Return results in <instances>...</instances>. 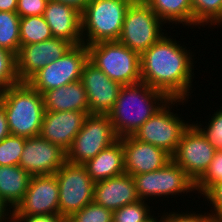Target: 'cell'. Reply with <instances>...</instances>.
<instances>
[{"label": "cell", "mask_w": 222, "mask_h": 222, "mask_svg": "<svg viewBox=\"0 0 222 222\" xmlns=\"http://www.w3.org/2000/svg\"><path fill=\"white\" fill-rule=\"evenodd\" d=\"M178 43L176 38L166 34L140 55L141 82L161 91L169 99L188 100L193 93L190 90L195 59L190 49Z\"/></svg>", "instance_id": "cell-1"}, {"label": "cell", "mask_w": 222, "mask_h": 222, "mask_svg": "<svg viewBox=\"0 0 222 222\" xmlns=\"http://www.w3.org/2000/svg\"><path fill=\"white\" fill-rule=\"evenodd\" d=\"M168 100L164 93L144 82L122 85L107 115L119 138L134 135Z\"/></svg>", "instance_id": "cell-2"}, {"label": "cell", "mask_w": 222, "mask_h": 222, "mask_svg": "<svg viewBox=\"0 0 222 222\" xmlns=\"http://www.w3.org/2000/svg\"><path fill=\"white\" fill-rule=\"evenodd\" d=\"M11 135L25 138L39 136L45 112L43 95L27 82L0 90Z\"/></svg>", "instance_id": "cell-3"}, {"label": "cell", "mask_w": 222, "mask_h": 222, "mask_svg": "<svg viewBox=\"0 0 222 222\" xmlns=\"http://www.w3.org/2000/svg\"><path fill=\"white\" fill-rule=\"evenodd\" d=\"M134 0H90L81 12L83 44L118 41L127 8Z\"/></svg>", "instance_id": "cell-4"}, {"label": "cell", "mask_w": 222, "mask_h": 222, "mask_svg": "<svg viewBox=\"0 0 222 222\" xmlns=\"http://www.w3.org/2000/svg\"><path fill=\"white\" fill-rule=\"evenodd\" d=\"M89 61L111 80L121 85L141 82L140 54L119 41H102L87 45Z\"/></svg>", "instance_id": "cell-5"}, {"label": "cell", "mask_w": 222, "mask_h": 222, "mask_svg": "<svg viewBox=\"0 0 222 222\" xmlns=\"http://www.w3.org/2000/svg\"><path fill=\"white\" fill-rule=\"evenodd\" d=\"M165 24L143 1L134 0L125 13L118 41L140 55L166 35Z\"/></svg>", "instance_id": "cell-6"}, {"label": "cell", "mask_w": 222, "mask_h": 222, "mask_svg": "<svg viewBox=\"0 0 222 222\" xmlns=\"http://www.w3.org/2000/svg\"><path fill=\"white\" fill-rule=\"evenodd\" d=\"M185 101L187 100L169 99L158 112L141 125L133 136L141 142L164 149L172 156L190 122L185 123L177 113L171 112V109L175 103V105H178L177 103L182 105Z\"/></svg>", "instance_id": "cell-7"}, {"label": "cell", "mask_w": 222, "mask_h": 222, "mask_svg": "<svg viewBox=\"0 0 222 222\" xmlns=\"http://www.w3.org/2000/svg\"><path fill=\"white\" fill-rule=\"evenodd\" d=\"M119 140L108 115L89 114L66 152L70 164L83 165Z\"/></svg>", "instance_id": "cell-8"}, {"label": "cell", "mask_w": 222, "mask_h": 222, "mask_svg": "<svg viewBox=\"0 0 222 222\" xmlns=\"http://www.w3.org/2000/svg\"><path fill=\"white\" fill-rule=\"evenodd\" d=\"M89 60L85 44L72 46L67 53L35 73L27 83L39 93L80 81L83 67Z\"/></svg>", "instance_id": "cell-9"}, {"label": "cell", "mask_w": 222, "mask_h": 222, "mask_svg": "<svg viewBox=\"0 0 222 222\" xmlns=\"http://www.w3.org/2000/svg\"><path fill=\"white\" fill-rule=\"evenodd\" d=\"M55 176L59 186V215L67 219L93 202L95 182L83 165L66 161Z\"/></svg>", "instance_id": "cell-10"}, {"label": "cell", "mask_w": 222, "mask_h": 222, "mask_svg": "<svg viewBox=\"0 0 222 222\" xmlns=\"http://www.w3.org/2000/svg\"><path fill=\"white\" fill-rule=\"evenodd\" d=\"M133 179L137 195L144 201H147L148 197L168 198L169 195L175 197L177 194L196 192L195 182L173 160L159 170L134 175Z\"/></svg>", "instance_id": "cell-11"}, {"label": "cell", "mask_w": 222, "mask_h": 222, "mask_svg": "<svg viewBox=\"0 0 222 222\" xmlns=\"http://www.w3.org/2000/svg\"><path fill=\"white\" fill-rule=\"evenodd\" d=\"M216 149L191 123L184 131L172 160L196 183L208 169Z\"/></svg>", "instance_id": "cell-12"}, {"label": "cell", "mask_w": 222, "mask_h": 222, "mask_svg": "<svg viewBox=\"0 0 222 222\" xmlns=\"http://www.w3.org/2000/svg\"><path fill=\"white\" fill-rule=\"evenodd\" d=\"M13 216L59 214V186L55 174L31 177L23 200Z\"/></svg>", "instance_id": "cell-13"}, {"label": "cell", "mask_w": 222, "mask_h": 222, "mask_svg": "<svg viewBox=\"0 0 222 222\" xmlns=\"http://www.w3.org/2000/svg\"><path fill=\"white\" fill-rule=\"evenodd\" d=\"M66 151L40 135L25 139L19 166L31 176L55 174L66 162Z\"/></svg>", "instance_id": "cell-14"}, {"label": "cell", "mask_w": 222, "mask_h": 222, "mask_svg": "<svg viewBox=\"0 0 222 222\" xmlns=\"http://www.w3.org/2000/svg\"><path fill=\"white\" fill-rule=\"evenodd\" d=\"M72 46L71 43L59 38L20 45L19 53L16 56L17 75L20 82H27L47 64L64 56Z\"/></svg>", "instance_id": "cell-15"}, {"label": "cell", "mask_w": 222, "mask_h": 222, "mask_svg": "<svg viewBox=\"0 0 222 222\" xmlns=\"http://www.w3.org/2000/svg\"><path fill=\"white\" fill-rule=\"evenodd\" d=\"M89 103V114L107 115L117 100L122 85L111 80L89 60L84 65L81 79Z\"/></svg>", "instance_id": "cell-16"}, {"label": "cell", "mask_w": 222, "mask_h": 222, "mask_svg": "<svg viewBox=\"0 0 222 222\" xmlns=\"http://www.w3.org/2000/svg\"><path fill=\"white\" fill-rule=\"evenodd\" d=\"M119 139L123 145L125 173L131 176L159 170L172 160L164 149L141 142L133 135Z\"/></svg>", "instance_id": "cell-17"}, {"label": "cell", "mask_w": 222, "mask_h": 222, "mask_svg": "<svg viewBox=\"0 0 222 222\" xmlns=\"http://www.w3.org/2000/svg\"><path fill=\"white\" fill-rule=\"evenodd\" d=\"M87 116L86 112L79 111H45L40 136L67 152Z\"/></svg>", "instance_id": "cell-18"}, {"label": "cell", "mask_w": 222, "mask_h": 222, "mask_svg": "<svg viewBox=\"0 0 222 222\" xmlns=\"http://www.w3.org/2000/svg\"><path fill=\"white\" fill-rule=\"evenodd\" d=\"M43 17L50 27L53 38L64 39L73 46L83 44L81 12L76 8L48 0Z\"/></svg>", "instance_id": "cell-19"}, {"label": "cell", "mask_w": 222, "mask_h": 222, "mask_svg": "<svg viewBox=\"0 0 222 222\" xmlns=\"http://www.w3.org/2000/svg\"><path fill=\"white\" fill-rule=\"evenodd\" d=\"M139 200L135 181L130 174L124 173L95 182L93 202L106 209L115 211L124 205L133 204Z\"/></svg>", "instance_id": "cell-20"}, {"label": "cell", "mask_w": 222, "mask_h": 222, "mask_svg": "<svg viewBox=\"0 0 222 222\" xmlns=\"http://www.w3.org/2000/svg\"><path fill=\"white\" fill-rule=\"evenodd\" d=\"M45 111H79L89 115V103L81 81L50 89L43 94Z\"/></svg>", "instance_id": "cell-21"}, {"label": "cell", "mask_w": 222, "mask_h": 222, "mask_svg": "<svg viewBox=\"0 0 222 222\" xmlns=\"http://www.w3.org/2000/svg\"><path fill=\"white\" fill-rule=\"evenodd\" d=\"M83 166L94 182L124 174L122 141L119 139L110 147L99 152L94 158L83 164Z\"/></svg>", "instance_id": "cell-22"}, {"label": "cell", "mask_w": 222, "mask_h": 222, "mask_svg": "<svg viewBox=\"0 0 222 222\" xmlns=\"http://www.w3.org/2000/svg\"><path fill=\"white\" fill-rule=\"evenodd\" d=\"M31 177L19 165L0 166V196L12 210L23 200Z\"/></svg>", "instance_id": "cell-23"}, {"label": "cell", "mask_w": 222, "mask_h": 222, "mask_svg": "<svg viewBox=\"0 0 222 222\" xmlns=\"http://www.w3.org/2000/svg\"><path fill=\"white\" fill-rule=\"evenodd\" d=\"M164 23L193 26L191 0H143Z\"/></svg>", "instance_id": "cell-24"}, {"label": "cell", "mask_w": 222, "mask_h": 222, "mask_svg": "<svg viewBox=\"0 0 222 222\" xmlns=\"http://www.w3.org/2000/svg\"><path fill=\"white\" fill-rule=\"evenodd\" d=\"M0 48L16 56L20 50V16L17 12L0 11Z\"/></svg>", "instance_id": "cell-25"}, {"label": "cell", "mask_w": 222, "mask_h": 222, "mask_svg": "<svg viewBox=\"0 0 222 222\" xmlns=\"http://www.w3.org/2000/svg\"><path fill=\"white\" fill-rule=\"evenodd\" d=\"M52 38L50 27L43 15L20 17V45L39 43Z\"/></svg>", "instance_id": "cell-26"}, {"label": "cell", "mask_w": 222, "mask_h": 222, "mask_svg": "<svg viewBox=\"0 0 222 222\" xmlns=\"http://www.w3.org/2000/svg\"><path fill=\"white\" fill-rule=\"evenodd\" d=\"M193 10V26L222 27V0H191Z\"/></svg>", "instance_id": "cell-27"}, {"label": "cell", "mask_w": 222, "mask_h": 222, "mask_svg": "<svg viewBox=\"0 0 222 222\" xmlns=\"http://www.w3.org/2000/svg\"><path fill=\"white\" fill-rule=\"evenodd\" d=\"M25 139L10 134L0 141V166L19 165Z\"/></svg>", "instance_id": "cell-28"}, {"label": "cell", "mask_w": 222, "mask_h": 222, "mask_svg": "<svg viewBox=\"0 0 222 222\" xmlns=\"http://www.w3.org/2000/svg\"><path fill=\"white\" fill-rule=\"evenodd\" d=\"M150 212L147 202L139 200L112 211V222H145L151 216Z\"/></svg>", "instance_id": "cell-29"}, {"label": "cell", "mask_w": 222, "mask_h": 222, "mask_svg": "<svg viewBox=\"0 0 222 222\" xmlns=\"http://www.w3.org/2000/svg\"><path fill=\"white\" fill-rule=\"evenodd\" d=\"M66 222H112V211L91 202L68 217Z\"/></svg>", "instance_id": "cell-30"}, {"label": "cell", "mask_w": 222, "mask_h": 222, "mask_svg": "<svg viewBox=\"0 0 222 222\" xmlns=\"http://www.w3.org/2000/svg\"><path fill=\"white\" fill-rule=\"evenodd\" d=\"M18 83L16 55L0 48V90Z\"/></svg>", "instance_id": "cell-31"}, {"label": "cell", "mask_w": 222, "mask_h": 222, "mask_svg": "<svg viewBox=\"0 0 222 222\" xmlns=\"http://www.w3.org/2000/svg\"><path fill=\"white\" fill-rule=\"evenodd\" d=\"M222 181V150H217L203 176L195 183V190L205 194L215 183Z\"/></svg>", "instance_id": "cell-32"}, {"label": "cell", "mask_w": 222, "mask_h": 222, "mask_svg": "<svg viewBox=\"0 0 222 222\" xmlns=\"http://www.w3.org/2000/svg\"><path fill=\"white\" fill-rule=\"evenodd\" d=\"M210 122V123H209ZM208 125L193 123L216 150H222V109L216 110Z\"/></svg>", "instance_id": "cell-33"}, {"label": "cell", "mask_w": 222, "mask_h": 222, "mask_svg": "<svg viewBox=\"0 0 222 222\" xmlns=\"http://www.w3.org/2000/svg\"><path fill=\"white\" fill-rule=\"evenodd\" d=\"M205 201L212 206L209 213L214 222H222V181L215 183L204 195Z\"/></svg>", "instance_id": "cell-34"}, {"label": "cell", "mask_w": 222, "mask_h": 222, "mask_svg": "<svg viewBox=\"0 0 222 222\" xmlns=\"http://www.w3.org/2000/svg\"><path fill=\"white\" fill-rule=\"evenodd\" d=\"M187 213L170 212L168 214L167 212L161 216L160 222H214L212 216L206 212L204 214Z\"/></svg>", "instance_id": "cell-35"}, {"label": "cell", "mask_w": 222, "mask_h": 222, "mask_svg": "<svg viewBox=\"0 0 222 222\" xmlns=\"http://www.w3.org/2000/svg\"><path fill=\"white\" fill-rule=\"evenodd\" d=\"M48 0H18L17 14L20 17L41 16L44 14Z\"/></svg>", "instance_id": "cell-36"}, {"label": "cell", "mask_w": 222, "mask_h": 222, "mask_svg": "<svg viewBox=\"0 0 222 222\" xmlns=\"http://www.w3.org/2000/svg\"><path fill=\"white\" fill-rule=\"evenodd\" d=\"M13 222H66L59 214L13 216Z\"/></svg>", "instance_id": "cell-37"}, {"label": "cell", "mask_w": 222, "mask_h": 222, "mask_svg": "<svg viewBox=\"0 0 222 222\" xmlns=\"http://www.w3.org/2000/svg\"><path fill=\"white\" fill-rule=\"evenodd\" d=\"M10 135L6 112L3 104L0 102V141Z\"/></svg>", "instance_id": "cell-38"}, {"label": "cell", "mask_w": 222, "mask_h": 222, "mask_svg": "<svg viewBox=\"0 0 222 222\" xmlns=\"http://www.w3.org/2000/svg\"><path fill=\"white\" fill-rule=\"evenodd\" d=\"M7 207L9 208V210H8ZM11 209L12 208L10 207V205H8L0 196V222H4V221L6 222L7 218L9 219L7 221L13 222V215H14L13 212H14V210H11Z\"/></svg>", "instance_id": "cell-39"}, {"label": "cell", "mask_w": 222, "mask_h": 222, "mask_svg": "<svg viewBox=\"0 0 222 222\" xmlns=\"http://www.w3.org/2000/svg\"><path fill=\"white\" fill-rule=\"evenodd\" d=\"M58 1L76 8L78 11L82 12L85 6L90 0H53Z\"/></svg>", "instance_id": "cell-40"}, {"label": "cell", "mask_w": 222, "mask_h": 222, "mask_svg": "<svg viewBox=\"0 0 222 222\" xmlns=\"http://www.w3.org/2000/svg\"><path fill=\"white\" fill-rule=\"evenodd\" d=\"M18 0H0V11L16 12Z\"/></svg>", "instance_id": "cell-41"}, {"label": "cell", "mask_w": 222, "mask_h": 222, "mask_svg": "<svg viewBox=\"0 0 222 222\" xmlns=\"http://www.w3.org/2000/svg\"><path fill=\"white\" fill-rule=\"evenodd\" d=\"M145 222H160V219L158 221L157 216L155 217L154 215H151Z\"/></svg>", "instance_id": "cell-42"}]
</instances>
